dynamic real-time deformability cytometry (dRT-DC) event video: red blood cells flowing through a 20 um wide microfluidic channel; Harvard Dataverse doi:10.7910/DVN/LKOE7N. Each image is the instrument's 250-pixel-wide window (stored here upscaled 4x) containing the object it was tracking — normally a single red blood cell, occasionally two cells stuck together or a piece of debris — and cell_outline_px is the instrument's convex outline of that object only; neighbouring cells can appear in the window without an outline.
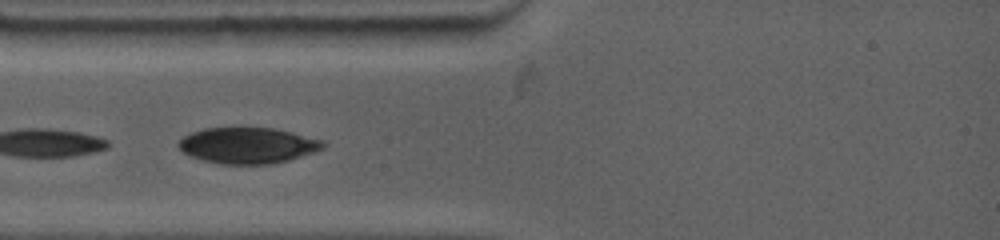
{"species": "common noctule bat (a hibernating species)", "species_latin": "Nyctalus noctula", "temperature_condition": "warm", "stored_images_in_passage": 13, "camera_frame_rate_fps": 4500, "um_per_image_px": 0.085, "animal": {"sex": "female", "body_mass_g": 19.0, "forearm_length_mm": 53.3}, "frame": {"image": 1, "passage_image": 4, "time_ms": 0.667, "image_size_px": [1000, 240], "cell_outline_px": [[328, 144], [324, 148], [288, 160], [272, 164], [220, 164], [204, 160], [192, 156], [184, 152], [176, 144], [184, 136], [192, 132], [204, 128], [236, 124], [240, 124], [272, 128], [292, 132], [324, 140]], "centroid_in_image_um": [21.06, 12.31], "position_along_channel_um": 63.9, "area_um2": 31.21}}